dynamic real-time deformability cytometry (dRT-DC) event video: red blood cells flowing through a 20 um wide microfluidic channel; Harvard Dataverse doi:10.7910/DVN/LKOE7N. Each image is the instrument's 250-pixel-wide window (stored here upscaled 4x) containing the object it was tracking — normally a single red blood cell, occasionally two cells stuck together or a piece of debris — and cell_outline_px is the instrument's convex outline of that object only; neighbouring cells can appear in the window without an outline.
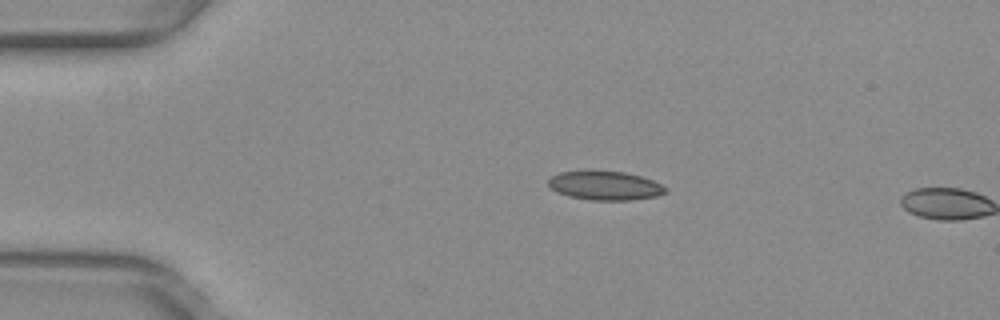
{"species": "common noctule bat (a hibernating species)", "species_latin": "Nyctalus noctula", "temperature_condition": "warm", "stored_images_in_passage": 2, "camera_frame_rate_fps": 3000, "um_per_image_px": 0.085, "animal": {"sex": "female", "body_mass_g": 29.2, "forearm_length_mm": 56.3}, "frame": {"image": 1, "passage_image": 1, "time_ms": 0.0, "image_size_px": [1000, 320], "cell_outline_px": [[668, 192], [656, 196], [632, 200], [592, 200], [568, 196], [556, 192], [548, 184], [548, 180], [552, 176], [560, 172], [592, 168], [624, 172], [640, 176], [652, 180], [668, 188]], "centroid_in_image_um": [51.4, 15.74], "position_along_channel_um": 33.6, "area_um2": 20.35}}